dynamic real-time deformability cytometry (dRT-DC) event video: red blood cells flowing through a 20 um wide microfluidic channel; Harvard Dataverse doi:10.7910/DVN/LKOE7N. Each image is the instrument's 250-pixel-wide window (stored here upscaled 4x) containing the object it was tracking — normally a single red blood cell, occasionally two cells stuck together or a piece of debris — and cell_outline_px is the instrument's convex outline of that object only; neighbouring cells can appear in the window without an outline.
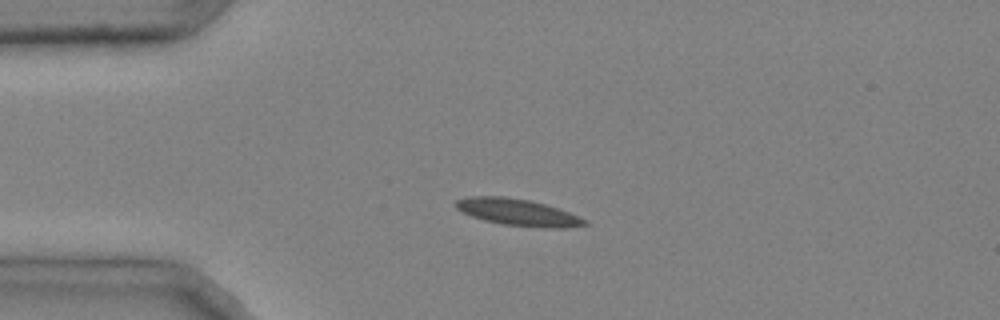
{"species": "common noctule bat (a hibernating species)", "species_latin": "Nyctalus noctula", "temperature_condition": "cold", "stored_images_in_passage": 47, "camera_frame_rate_fps": 3000, "um_per_image_px": 0.085, "animal": {"sex": "male", "body_mass_g": 20.4}, "frame": {"image": 1, "passage_image": 11, "time_ms": 3.333, "image_size_px": [1000, 320], "cell_outline_px": [[588, 224], [564, 228], [544, 228], [504, 224], [484, 220], [472, 216], [456, 208], [456, 200], [468, 196], [504, 196], [528, 200], [544, 204], [568, 212], [588, 220]], "centroid_in_image_um": [44.02, 18.04], "position_along_channel_um": 41.0, "area_um2": 19.83}}
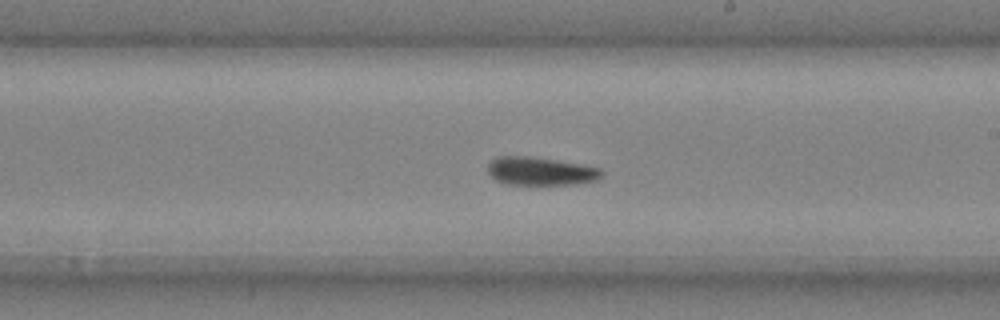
{"frame": {"image": 2, "passage_image": 28, "time_ms": 9.0, "image_size_px": [1000, 320], "cell_outline_px": [[604, 176], [596, 180], [576, 184], [508, 184], [496, 180], [488, 172], [488, 164], [496, 156], [528, 156], [584, 164], [600, 168], [604, 172]], "centroid_in_image_um": [45.99, 14.54], "position_along_channel_um": 243.0, "area_um2": 18.79}}
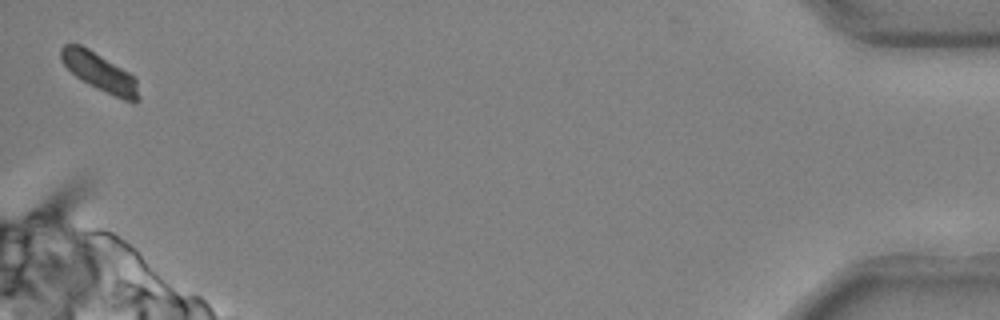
{"frame": {"image": 3, "passage_image": 47, "time_ms": 15.333, "image_size_px": [1000, 320], "cell_outline_px": [[140, 100], [124, 100], [96, 88], [76, 76], [60, 60], [60, 48], [64, 44], [80, 44], [88, 48], [128, 72], [136, 80]], "centroid_in_image_um": [8.44, 6.11], "position_along_channel_um": 426.8, "area_um2": 16.88}, "authors_computed_cell_mechanics": {"area_um2": 18.6116, "velocity_mm_per_s": 3.9812, "shape_relaxation_time_tau1_ms": 7.4196, "shape_relaxation_time_tau2_ms": 8.9306, "deformation_change_tau1": 0.1546, "deformation_change_tau2": 0.1234}}